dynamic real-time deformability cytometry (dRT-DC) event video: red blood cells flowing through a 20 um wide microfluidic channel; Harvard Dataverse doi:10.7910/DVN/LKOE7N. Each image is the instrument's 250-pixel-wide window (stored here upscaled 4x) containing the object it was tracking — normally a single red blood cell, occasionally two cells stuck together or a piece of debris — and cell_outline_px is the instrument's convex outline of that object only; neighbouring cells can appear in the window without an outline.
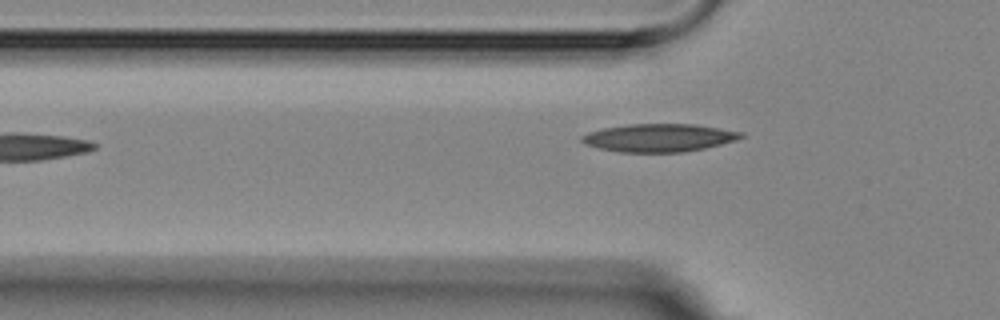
{"species": "Egyptian fruit bat (a non-hibernating species)", "species_latin": "Rousettus aegyptiacus", "temperature_condition": "room temperature", "stored_images_in_passage": 2, "camera_frame_rate_fps": 3000, "um_per_image_px": 0.085, "animal": {"sex": "female"}, "frame": {"image": 1, "passage_image": 2, "time_ms": 1.333, "image_size_px": [1000, 320], "cell_outline_px": [[744, 136], [736, 140], [704, 148], [684, 152], [620, 152], [600, 148], [584, 144], [580, 140], [580, 136], [588, 132], [604, 128], [628, 124], [696, 124], [744, 132]], "centroid_in_image_um": [56.01, 11.7], "position_along_channel_um": 69.8, "area_um2": 25.95}}